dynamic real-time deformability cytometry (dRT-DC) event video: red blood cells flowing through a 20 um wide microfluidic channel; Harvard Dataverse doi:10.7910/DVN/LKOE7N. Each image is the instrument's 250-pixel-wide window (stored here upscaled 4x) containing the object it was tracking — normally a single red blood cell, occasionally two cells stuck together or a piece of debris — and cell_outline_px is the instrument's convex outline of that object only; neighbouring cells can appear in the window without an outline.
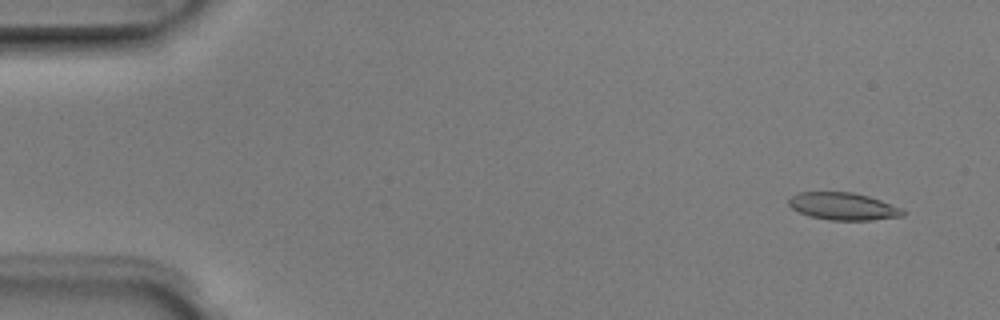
{"species": "Egyptian fruit bat (a non-hibernating species)", "species_latin": "Rousettus aegyptiacus", "temperature_condition": "room temperature", "stored_images_in_passage": 8, "camera_frame_rate_fps": 3000, "um_per_image_px": 0.085, "animal": {"sex": "male"}, "frame": {"image": 1, "passage_image": 2, "time_ms": 0.333, "image_size_px": [1000, 320], "cell_outline_px": [[908, 212], [904, 216], [872, 220], [828, 220], [808, 216], [792, 208], [788, 204], [788, 200], [796, 192], [852, 192], [868, 196], [904, 208]], "centroid_in_image_um": [71.71, 17.54], "position_along_channel_um": 13.3, "area_um2": 18.44}}
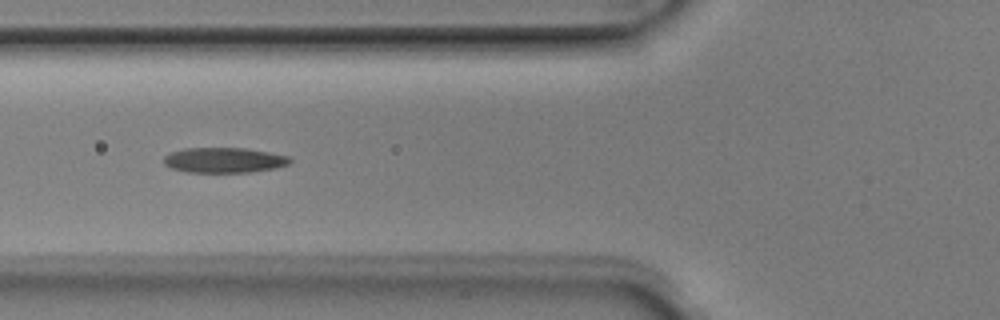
{"frame": {"image": 2, "passage_image": 6, "time_ms": 1.667, "image_size_px": [1000, 320], "cell_outline_px": [[292, 160], [288, 164], [276, 168], [248, 172], [188, 172], [172, 168], [164, 164], [164, 156], [168, 152], [184, 148], [244, 148], [268, 152], [288, 156]], "centroid_in_image_um": [19.02, 13.6], "position_along_channel_um": 106.8, "area_um2": 18.5}}
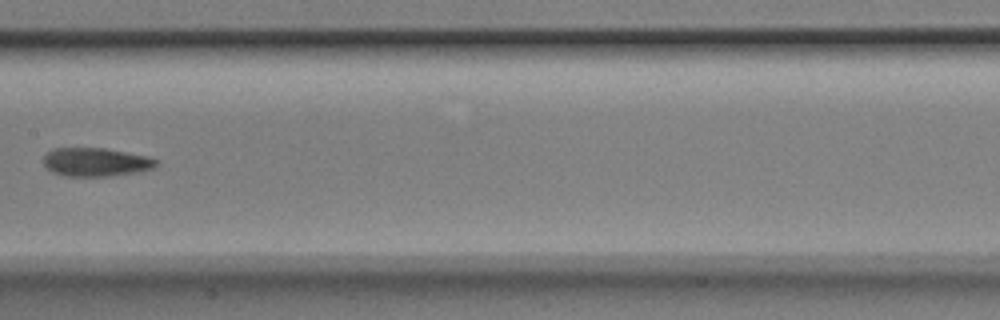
{"frame": {"image": 3, "passage_image": 8, "time_ms": 2.333, "image_size_px": [1000, 320], "cell_outline_px": [[160, 160], [152, 168], [140, 172], [108, 176], [64, 176], [52, 172], [44, 164], [44, 156], [52, 148], [104, 148], [148, 156]], "centroid_in_image_um": [8.16, 13.78], "position_along_channel_um": 199.2, "area_um2": 18.79}}